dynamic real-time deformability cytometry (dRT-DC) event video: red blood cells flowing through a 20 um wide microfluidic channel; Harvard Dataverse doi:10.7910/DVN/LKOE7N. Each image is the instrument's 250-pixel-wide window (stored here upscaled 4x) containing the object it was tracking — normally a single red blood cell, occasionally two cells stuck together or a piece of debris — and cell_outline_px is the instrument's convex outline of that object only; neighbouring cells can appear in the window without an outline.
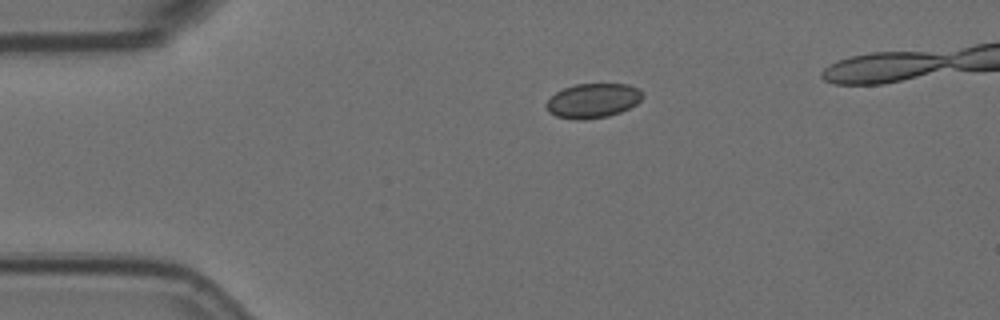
{"species": "Egyptian fruit bat (a non-hibernating species)", "species_latin": "Rousettus aegyptiacus", "temperature_condition": "room temperature", "stored_images_in_passage": 42, "camera_frame_rate_fps": 3000, "um_per_image_px": 0.085, "animal": {"sex": "female"}, "frame": {"image": 1, "passage_image": 1, "time_ms": 0.0, "image_size_px": [1000, 320], "cell_outline_px": [[644, 96], [636, 104], [620, 112], [608, 116], [584, 120], [576, 120], [556, 116], [548, 112], [544, 104], [556, 92], [564, 88], [576, 84], [628, 84], [636, 88]], "centroid_in_image_um": [50.36, 8.56], "position_along_channel_um": 34.6, "area_um2": 19.31}}
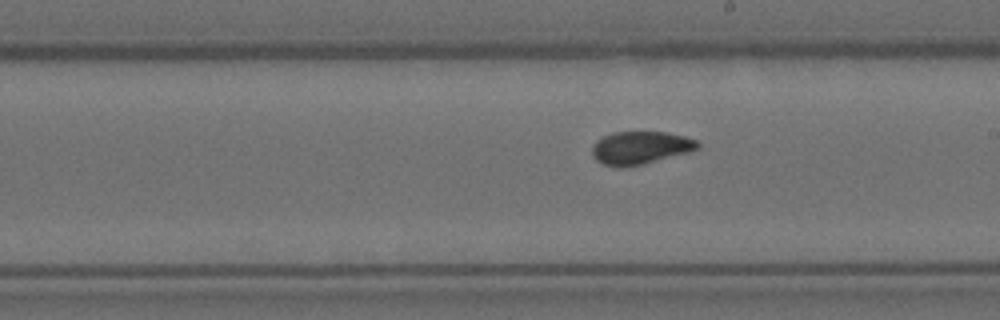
{"frame": {"image": 2, "passage_image": 21, "time_ms": 6.667, "image_size_px": [1000, 320], "cell_outline_px": [[700, 148], [688, 152], [640, 164], [620, 168], [604, 164], [596, 160], [592, 156], [592, 144], [596, 140], [612, 132], [664, 132], [684, 136], [696, 140], [700, 144]], "centroid_in_image_um": [54.39, 12.55], "position_along_channel_um": 234.6, "area_um2": 20.06}}
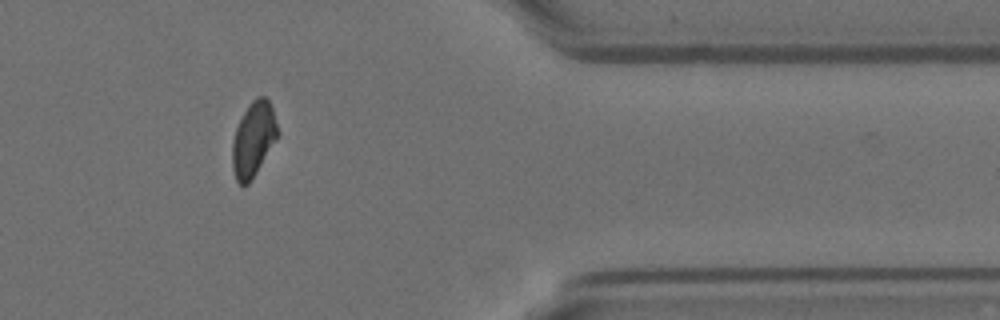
{"frame": {"image": 3, "passage_image": 36, "time_ms": 11.667, "image_size_px": [1000, 320], "cell_outline_px": [[280, 132], [276, 140], [256, 172], [248, 184], [240, 184], [236, 180], [232, 168], [232, 140], [236, 128], [248, 104], [256, 96], [264, 96], [268, 100], [272, 108]], "centroid_in_image_um": [21.54, 11.81], "position_along_channel_um": 389.9, "area_um2": 19.65}, "authors_computed_cell_mechanics": {"area_um2": 20.2011, "velocity_mm_per_s": 3.5656, "shape_relaxation_time_tau1_ms": 5.1778, "shape_relaxation_time_tau2_ms": 1.4958, "deformation_change_tau1": 0.098, "deformation_change_tau2": 0.0398}}